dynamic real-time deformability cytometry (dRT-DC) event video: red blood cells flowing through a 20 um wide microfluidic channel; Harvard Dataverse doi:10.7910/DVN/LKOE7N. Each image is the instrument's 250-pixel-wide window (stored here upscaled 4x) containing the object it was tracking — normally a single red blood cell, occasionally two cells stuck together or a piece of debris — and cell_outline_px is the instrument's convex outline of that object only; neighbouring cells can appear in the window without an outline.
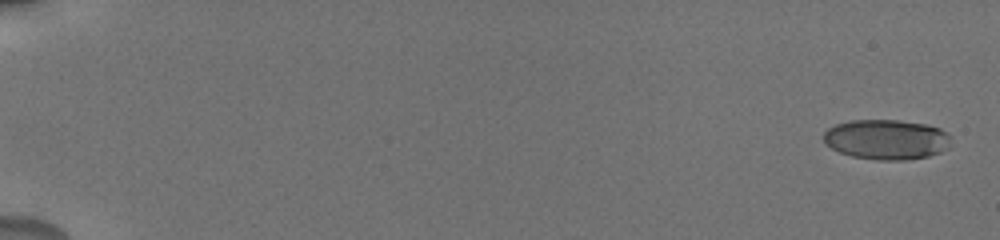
{"species": "human", "species_latin": "Homo sapiens", "temperature_condition": "cold", "stored_images_in_passage": 29, "camera_frame_rate_fps": 3000, "um_per_image_px": 0.085, "donor": {"sex": "male"}, "frame": {"image": 1, "passage_image": 1, "time_ms": 0.0, "image_size_px": [1000, 240], "cell_outline_px": [[948, 148], [940, 152], [928, 156], [904, 160], [876, 160], [852, 156], [840, 152], [832, 148], [824, 140], [824, 132], [828, 128], [836, 124], [852, 120], [896, 120], [924, 124], [940, 128], [948, 136]], "centroid_in_image_um": [75.32, 11.86], "position_along_channel_um": 9.7, "area_um2": 29.36}}
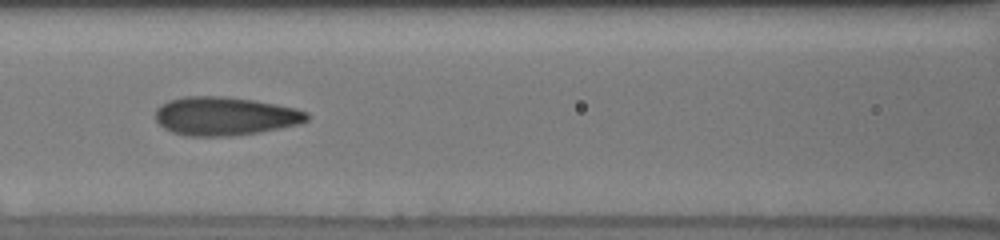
{"frame": {"image": 2, "passage_image": 12, "time_ms": 8.667, "image_size_px": [1000, 240], "cell_outline_px": [[308, 120], [300, 124], [260, 132], [232, 136], [184, 136], [172, 132], [164, 128], [156, 120], [156, 108], [160, 104], [168, 100], [184, 96], [228, 96], [256, 100], [296, 108], [308, 112]], "centroid_in_image_um": [19.12, 9.86], "position_along_channel_um": 147.5, "area_um2": 34.39}}
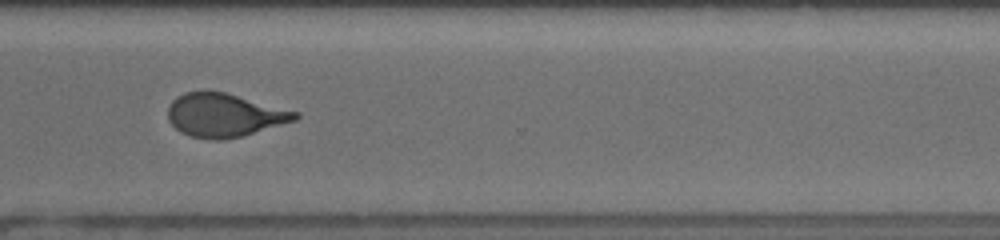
{"frame": {"image": 3, "passage_image": 24, "time_ms": 14.0, "image_size_px": [1000, 240], "cell_outline_px": [[300, 116], [296, 120], [240, 136], [224, 140], [212, 140], [188, 136], [180, 132], [168, 120], [168, 104], [176, 96], [184, 92], [224, 92], [300, 112]], "centroid_in_image_um": [19.04, 9.79], "position_along_channel_um": 351.6, "area_um2": 32.08}, "authors_computed_cell_mechanics": {"area_um2": 32.1946, "velocity_mm_per_s": 3.8256, "shape_relaxation_time_tau1_ms": 4.2183, "shape_relaxation_time_tau2_ms": 0.8166, "deformation_change_tau1": 0.1494, "deformation_change_tau2": 0.0604}}